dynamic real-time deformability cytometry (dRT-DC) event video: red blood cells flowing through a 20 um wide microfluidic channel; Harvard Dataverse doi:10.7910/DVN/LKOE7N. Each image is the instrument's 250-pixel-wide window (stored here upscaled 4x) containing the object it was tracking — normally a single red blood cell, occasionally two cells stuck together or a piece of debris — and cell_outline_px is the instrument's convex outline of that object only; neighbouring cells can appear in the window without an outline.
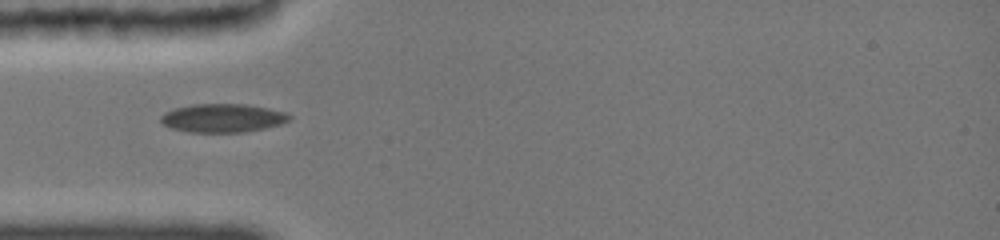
{"species": "common noctule bat (a hibernating species)", "species_latin": "Nyctalus noctula", "temperature_condition": "cold", "stored_images_in_passage": 33, "camera_frame_rate_fps": 3000, "um_per_image_px": 0.085, "animal": {"sex": "female", "body_mass_g": 19.0, "forearm_length_mm": 51.5}, "frame": {"image": 1, "passage_image": 1, "time_ms": 0.0, "image_size_px": [1000, 240], "cell_outline_px": [[292, 116], [288, 120], [276, 124], [260, 128], [240, 132], [192, 132], [172, 128], [164, 124], [160, 120], [160, 116], [176, 108], [192, 104], [248, 104], [268, 108], [284, 112]], "centroid_in_image_um": [18.9, 10.02], "position_along_channel_um": 66.1, "area_um2": 20.81}}
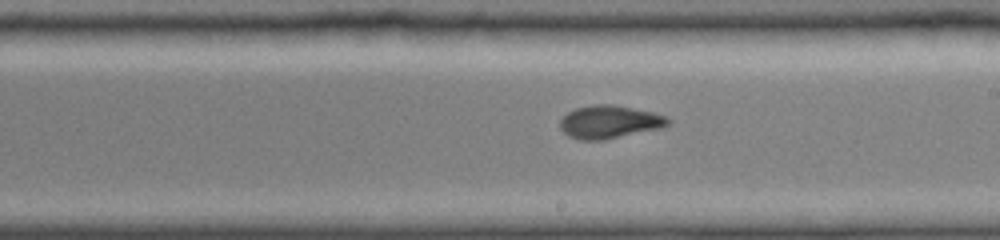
{"frame": {"image": 2, "passage_image": 13, "time_ms": 4.333, "image_size_px": [1000, 240], "cell_outline_px": [[672, 120], [668, 124], [660, 128], [600, 140], [584, 140], [572, 136], [564, 132], [560, 128], [560, 120], [568, 112], [576, 108], [596, 104], [612, 104], [656, 112]], "centroid_in_image_um": [51.82, 10.34], "position_along_channel_um": 237.2, "area_um2": 20.4}}
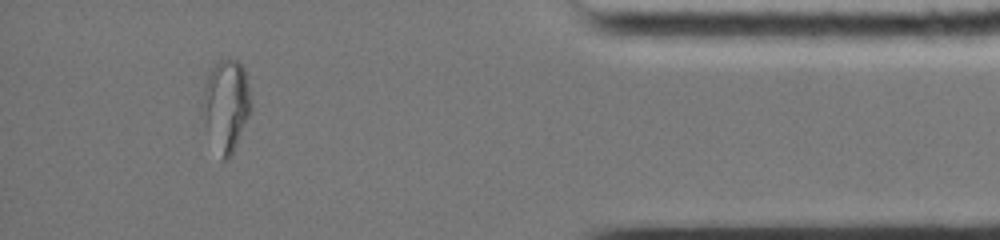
{"frame": {"image": 3, "passage_image": 29, "time_ms": 9.667, "image_size_px": [1000, 240], "cell_outline_px": [[252, 112], [232, 156], [228, 160], [220, 160], [204, 120], [200, 108], [200, 100], [208, 72], [216, 60], [228, 56], [240, 60], [244, 68], [248, 84], [252, 104]], "centroid_in_image_um": [19.22, 8.9], "position_along_channel_um": 416.0, "area_um2": 27.05}, "authors_computed_cell_mechanics": {"area_um2": 20.6924, "velocity_mm_per_s": 3.9573, "shape_relaxation_time_tau1_ms": null, "shape_relaxation_time_tau2_ms": 1.1694, "deformation_change_tau1": null, "deformation_change_tau2": 0.0395}}